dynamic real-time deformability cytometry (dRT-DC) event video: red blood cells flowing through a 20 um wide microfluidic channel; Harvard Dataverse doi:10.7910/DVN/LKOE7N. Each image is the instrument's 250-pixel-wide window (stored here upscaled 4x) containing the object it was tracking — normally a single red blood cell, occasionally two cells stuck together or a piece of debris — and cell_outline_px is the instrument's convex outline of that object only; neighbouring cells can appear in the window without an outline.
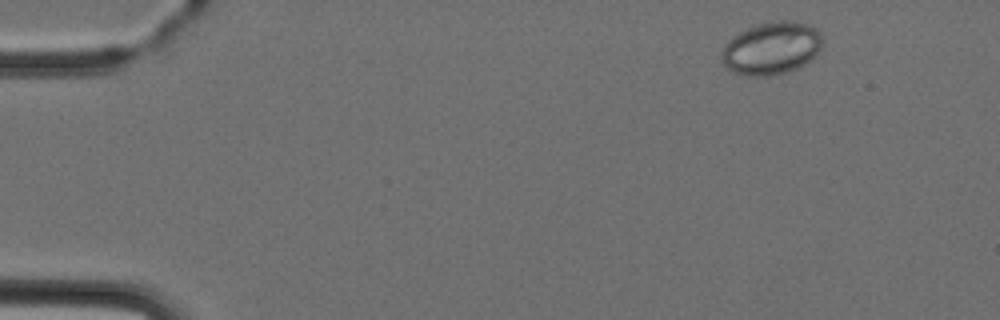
{"species": "Egyptian fruit bat (a non-hibernating species)", "species_latin": "Rousettus aegyptiacus", "temperature_condition": "cold", "stored_images_in_passage": 3, "camera_frame_rate_fps": 3000, "um_per_image_px": 0.085, "animal": {"sex": "female"}, "frame": {"image": 1, "passage_image": 1, "time_ms": 0.0, "image_size_px": [1000, 320], "cell_outline_px": [[820, 48], [804, 64], [788, 72], [768, 76], [748, 76], [732, 72], [724, 64], [720, 56], [720, 52], [724, 44], [732, 36], [748, 28], [760, 24], [776, 20], [788, 20], [808, 24], [816, 28], [820, 32]], "centroid_in_image_um": [65.52, 4.1], "position_along_channel_um": 19.5, "area_um2": 30.75}}